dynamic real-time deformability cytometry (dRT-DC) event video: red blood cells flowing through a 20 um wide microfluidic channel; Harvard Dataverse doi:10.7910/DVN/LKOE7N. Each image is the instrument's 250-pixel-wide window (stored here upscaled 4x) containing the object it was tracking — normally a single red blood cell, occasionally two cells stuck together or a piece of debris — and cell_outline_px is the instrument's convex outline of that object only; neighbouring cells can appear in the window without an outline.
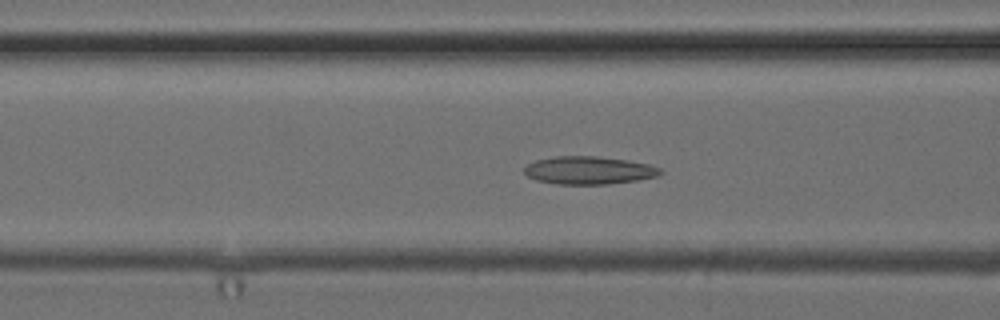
{"species": "common noctule bat (a hibernating species)", "species_latin": "Nyctalus noctula", "temperature_condition": "cold", "stored_images_in_passage": 53, "camera_frame_rate_fps": 3000, "um_per_image_px": 0.085, "animal": {"sex": "female", "body_mass_g": 24.6, "forearm_length_mm": 56.2}, "frame": {"image": 1, "passage_image": 21, "time_ms": 6.667, "image_size_px": [1000, 320], "cell_outline_px": [[664, 172], [660, 176], [636, 180], [608, 184], [556, 184], [536, 180], [528, 176], [524, 172], [524, 168], [528, 164], [536, 160], [556, 156], [596, 156], [628, 160], [648, 164], [660, 168]], "centroid_in_image_um": [50.08, 14.48], "position_along_channel_um": 116.5, "area_um2": 22.14}}
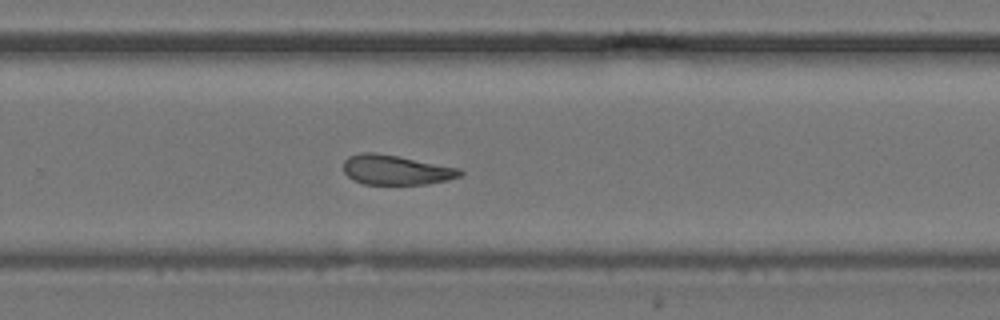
{"frame": {"image": 2, "passage_image": 35, "time_ms": 11.333, "image_size_px": [1000, 320], "cell_outline_px": [[464, 172], [460, 176], [448, 180], [428, 184], [364, 184], [352, 180], [344, 172], [344, 160], [348, 156], [364, 152], [372, 152], [396, 156], [460, 168]], "centroid_in_image_um": [33.65, 14.45], "position_along_channel_um": 296.1, "area_um2": 20.11}}
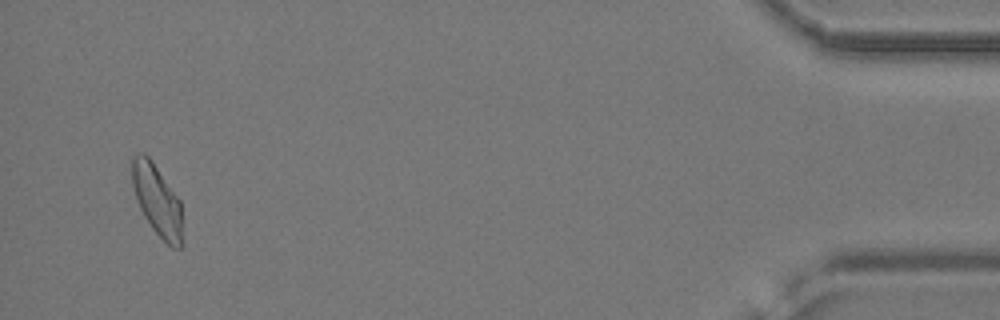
{"frame": {"image": 3, "passage_image": 51, "time_ms": 16.667, "image_size_px": [1000, 320], "cell_outline_px": [[184, 244], [180, 248], [172, 248], [152, 228], [144, 216], [140, 208], [132, 184], [132, 156], [136, 152], [144, 152], [152, 160], [180, 200]], "centroid_in_image_um": [13.38, 17.02], "position_along_channel_um": 421.8, "area_um2": 21.04}, "authors_computed_cell_mechanics": {"area_um2": 21.5594, "velocity_mm_per_s": 3.8516, "shape_relaxation_time_tau1_ms": null, "shape_relaxation_time_tau2_ms": 5.3172, "deformation_change_tau1": null, "deformation_change_tau2": 0.1221}}